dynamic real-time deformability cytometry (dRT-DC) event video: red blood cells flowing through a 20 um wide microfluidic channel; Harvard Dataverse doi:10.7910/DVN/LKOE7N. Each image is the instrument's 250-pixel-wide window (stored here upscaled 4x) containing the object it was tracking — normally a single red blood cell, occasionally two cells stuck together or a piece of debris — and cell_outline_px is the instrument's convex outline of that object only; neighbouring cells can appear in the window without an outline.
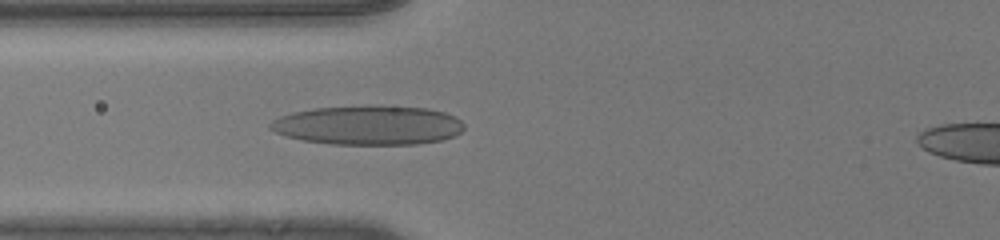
{"species": "human", "species_latin": "Homo sapiens", "temperature_condition": "room temperature", "stored_images_in_passage": 36, "camera_frame_rate_fps": 3000, "um_per_image_px": 0.085, "donor": {"sex": "male"}, "frame": {"image": 1, "passage_image": 8, "time_ms": 2.333, "image_size_px": [1000, 240], "cell_outline_px": [[464, 128], [456, 136], [444, 140], [416, 144], [332, 144], [300, 140], [284, 136], [268, 128], [268, 124], [272, 120], [280, 116], [292, 112], [312, 108], [428, 108], [444, 112], [456, 116], [464, 124]], "centroid_in_image_um": [31.29, 10.69], "position_along_channel_um": 94.5, "area_um2": 43.58}}
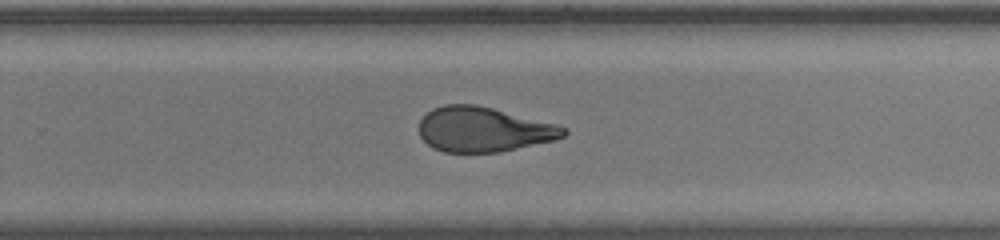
{"frame": {"image": 2, "passage_image": 22, "time_ms": 7.0, "image_size_px": [1000, 240], "cell_outline_px": [[568, 132], [564, 136], [556, 140], [500, 152], [444, 152], [432, 148], [420, 136], [420, 120], [432, 108], [444, 104], [476, 104], [556, 124], [568, 128]], "centroid_in_image_um": [41.11, 11.0], "position_along_channel_um": 288.7, "area_um2": 37.8}}
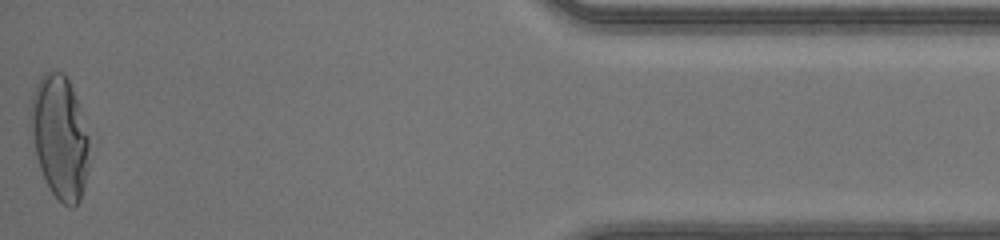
{"frame": {"image": 3, "passage_image": 36, "time_ms": 11.667, "image_size_px": [1000, 240], "cell_outline_px": [[88, 172], [80, 200], [72, 208], [64, 204], [52, 192], [40, 168], [36, 156], [28, 128], [28, 112], [32, 96], [36, 84], [40, 76], [44, 72], [64, 72], [72, 88], [88, 136]], "centroid_in_image_um": [5.03, 11.64], "position_along_channel_um": 430.2, "area_um2": 42.08}, "authors_computed_cell_mechanics": {"area_um2": 39.7086, "velocity_mm_per_s": 4.1621, "shape_relaxation_time_tau1_ms": 7.9861, "shape_relaxation_time_tau2_ms": 1.5258, "deformation_change_tau1": 0.3028, "deformation_change_tau2": 0.0882}}